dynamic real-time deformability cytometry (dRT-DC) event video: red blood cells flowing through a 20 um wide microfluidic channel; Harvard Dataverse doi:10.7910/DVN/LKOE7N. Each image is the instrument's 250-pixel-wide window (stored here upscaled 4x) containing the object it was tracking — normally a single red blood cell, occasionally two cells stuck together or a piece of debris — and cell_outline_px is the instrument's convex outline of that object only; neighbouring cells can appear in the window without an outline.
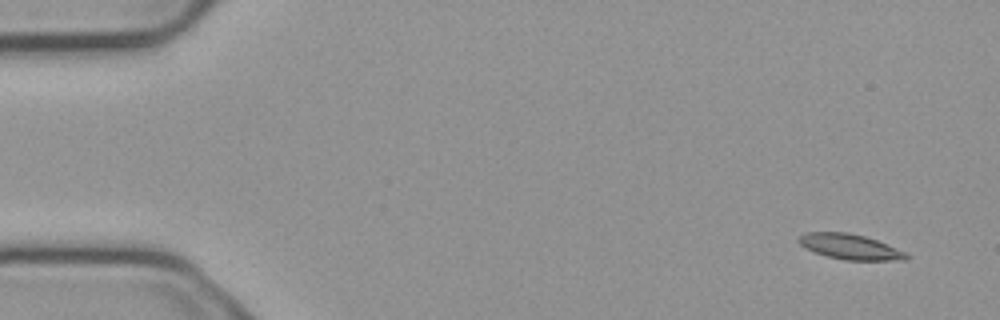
{"species": "common noctule bat (a hibernating species)", "species_latin": "Nyctalus noctula", "temperature_condition": "cold", "stored_images_in_passage": 8, "camera_frame_rate_fps": 3000, "um_per_image_px": 0.085, "animal": {"sex": "male", "body_mass_g": 23.1, "forearm_length_mm": 52.7}, "frame": {"image": 1, "passage_image": 1, "time_ms": 0.0, "image_size_px": [1000, 320], "cell_outline_px": [[908, 256], [904, 260], [844, 260], [828, 256], [804, 248], [796, 240], [804, 232], [848, 232], [864, 236], [876, 240], [904, 252]], "centroid_in_image_um": [72.18, 20.96], "position_along_channel_um": 12.8, "area_um2": 15.61}}
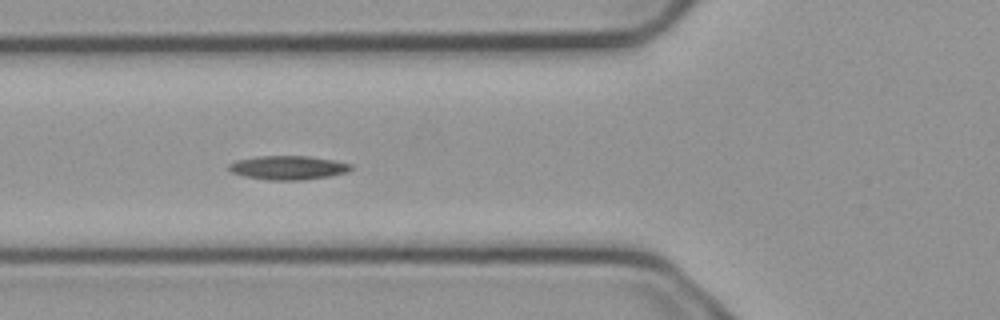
{"frame": {"image": 2, "passage_image": 6, "time_ms": 1.667, "image_size_px": [1000, 320], "cell_outline_px": [[352, 168], [348, 172], [332, 176], [300, 180], [268, 180], [244, 176], [232, 172], [228, 168], [228, 164], [236, 160], [260, 156], [308, 156], [332, 160], [352, 164]], "centroid_in_image_um": [24.5, 14.25], "position_along_channel_um": 101.3, "area_um2": 16.99}}
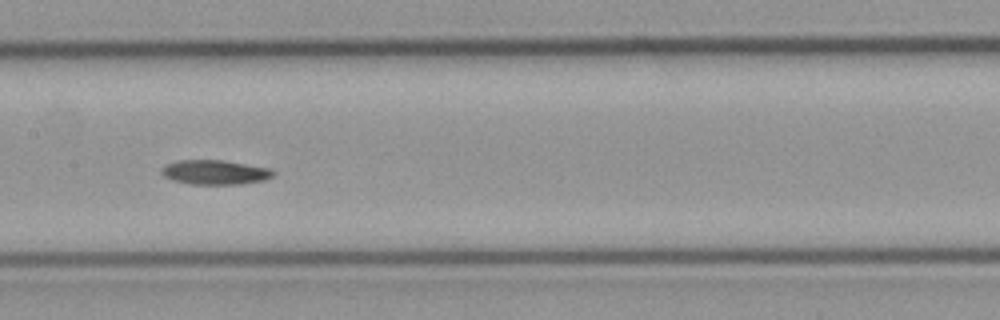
{"frame": {"image": 3, "passage_image": 8, "time_ms": 2.333, "image_size_px": [1000, 320], "cell_outline_px": [[276, 172], [272, 176], [264, 180], [240, 184], [192, 184], [176, 180], [164, 176], [160, 172], [160, 168], [164, 164], [176, 160], [224, 160], [272, 168]], "centroid_in_image_um": [18.28, 14.62], "position_along_channel_um": 189.1, "area_um2": 16.07}}